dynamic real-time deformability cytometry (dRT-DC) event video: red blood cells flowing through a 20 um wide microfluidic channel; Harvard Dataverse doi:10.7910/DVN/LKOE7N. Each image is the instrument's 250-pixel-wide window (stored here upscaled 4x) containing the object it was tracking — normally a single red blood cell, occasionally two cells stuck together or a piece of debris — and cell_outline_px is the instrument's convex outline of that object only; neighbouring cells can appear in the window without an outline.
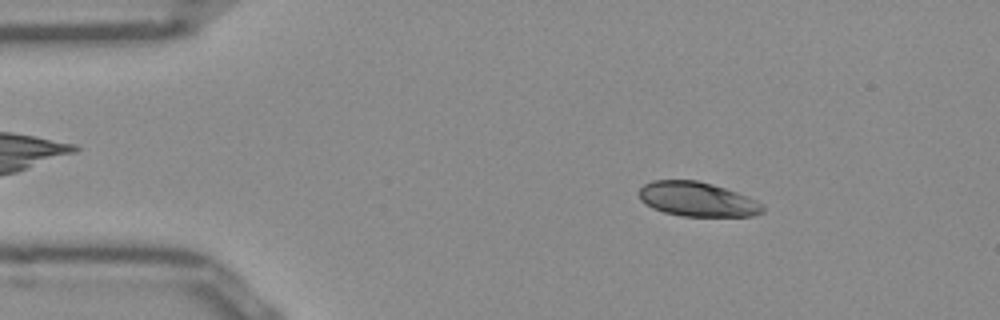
{"species": "Egyptian fruit bat (a non-hibernating species)", "species_latin": "Rousettus aegyptiacus", "temperature_condition": "room temperature", "stored_images_in_passage": 50, "camera_frame_rate_fps": 3000, "um_per_image_px": 0.085, "frame": {"image": 1, "passage_image": 7, "time_ms": 2.0, "image_size_px": [1000, 320], "cell_outline_px": [[764, 212], [752, 216], [680, 216], [664, 212], [652, 208], [644, 204], [640, 200], [640, 188], [644, 184], [652, 180], [696, 180], [712, 184], [736, 192], [756, 200], [764, 204]], "centroid_in_image_um": [59.26, 16.94], "position_along_channel_um": 25.7, "area_um2": 24.85}}
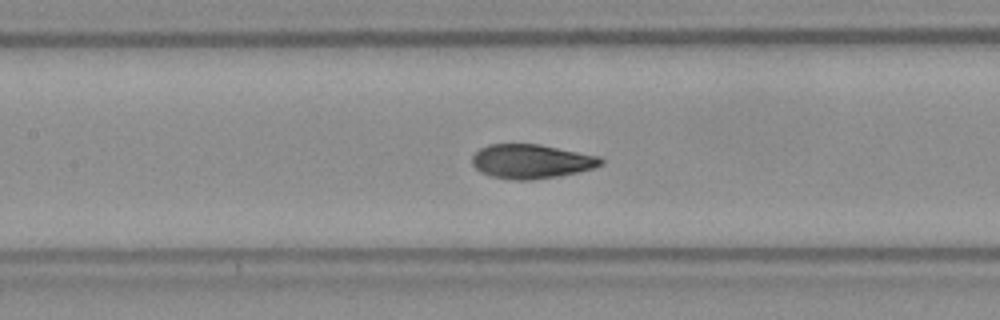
{"frame": {"image": 2, "passage_image": 22, "time_ms": 7.0, "image_size_px": [1000, 320], "cell_outline_px": [[604, 164], [596, 168], [556, 176], [532, 180], [512, 180], [492, 176], [480, 172], [472, 164], [472, 156], [480, 148], [488, 144], [540, 144], [600, 156], [604, 160]], "centroid_in_image_um": [45.18, 13.71], "position_along_channel_um": 162.2, "area_um2": 25.78}}
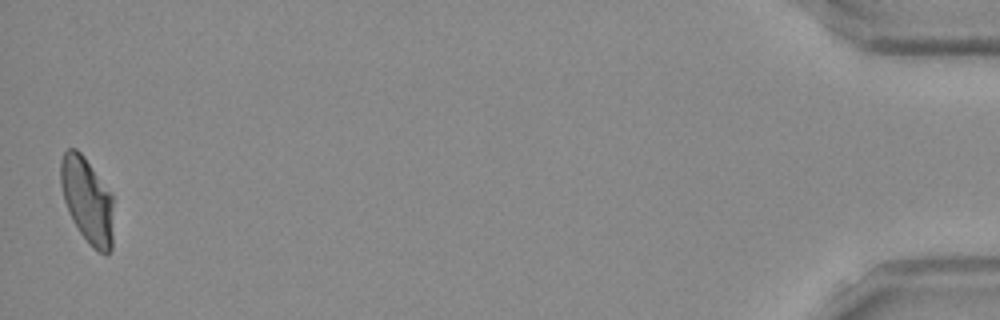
{"frame": {"image": 3, "passage_image": 50, "time_ms": 16.333, "image_size_px": [1000, 320], "cell_outline_px": [[112, 248], [108, 252], [100, 252], [80, 232], [72, 220], [68, 212], [64, 200], [60, 184], [60, 160], [64, 152], [68, 148], [76, 148], [84, 156], [112, 192]], "centroid_in_image_um": [7.39, 16.94], "position_along_channel_um": 427.8, "area_um2": 26.18}, "authors_computed_cell_mechanics": {"area_um2": 25.8655, "velocity_mm_per_s": 3.8924, "shape_relaxation_time_tau1_ms": 5.1334, "shape_relaxation_time_tau2_ms": 0.8699, "deformation_change_tau1": 0.1676, "deformation_change_tau2": 0.0469}}